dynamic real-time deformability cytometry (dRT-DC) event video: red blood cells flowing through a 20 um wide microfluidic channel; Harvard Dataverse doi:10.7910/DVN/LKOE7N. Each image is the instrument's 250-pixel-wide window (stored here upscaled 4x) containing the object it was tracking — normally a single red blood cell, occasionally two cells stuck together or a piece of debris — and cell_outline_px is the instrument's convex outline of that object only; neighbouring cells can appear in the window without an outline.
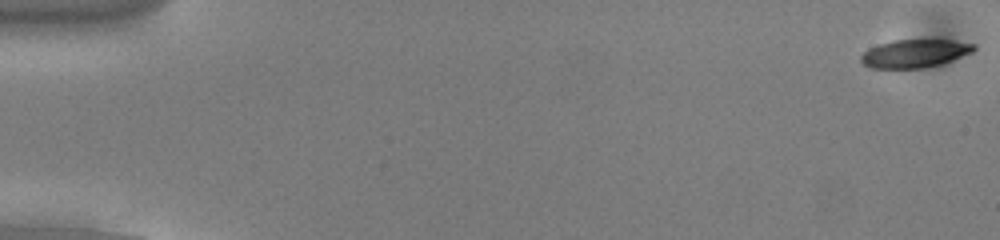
{"species": "common noctule bat (a hibernating species)", "species_latin": "Nyctalus noctula", "temperature_condition": "cold", "stored_images_in_passage": 54, "camera_frame_rate_fps": 3000, "um_per_image_px": 0.085, "animal": {"sex": "male", "body_mass_g": 13.0, "forearm_length_mm": 53.1}, "frame": {"image": 1, "passage_image": 1, "time_ms": 0.0, "image_size_px": [1000, 240], "cell_outline_px": [[976, 48], [972, 52], [952, 60], [940, 64], [924, 68], [872, 68], [864, 64], [860, 60], [860, 56], [868, 48], [892, 40], [952, 40], [976, 44]], "centroid_in_image_um": [77.75, 4.54], "position_along_channel_um": 7.3, "area_um2": 18.44}}
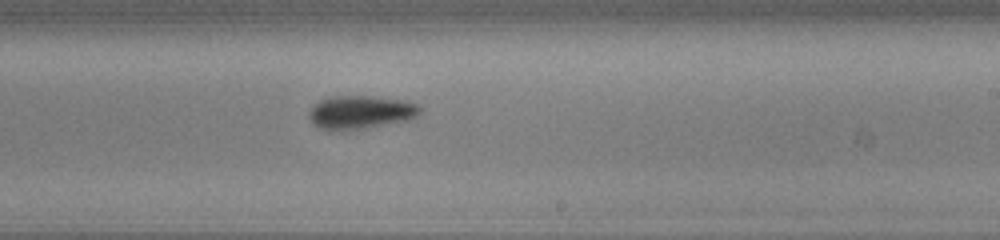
{"frame": {"image": 2, "passage_image": 33, "time_ms": 10.667, "image_size_px": [1000, 240], "cell_outline_px": [[424, 108], [416, 116], [408, 120], [368, 128], [340, 132], [328, 132], [312, 124], [308, 116], [308, 112], [320, 100], [328, 96], [372, 96], [404, 100], [416, 104]], "centroid_in_image_um": [30.61, 9.57], "position_along_channel_um": 258.4, "area_um2": 22.14}}
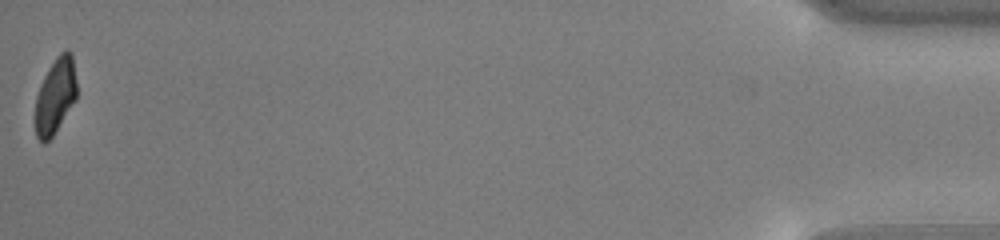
{"frame": {"image": 3, "passage_image": 54, "time_ms": 17.667, "image_size_px": [1000, 240], "cell_outline_px": [[76, 100], [52, 136], [44, 144], [36, 136], [36, 96], [40, 84], [48, 68], [56, 56], [60, 52], [68, 48], [72, 52], [76, 80]], "centroid_in_image_um": [4.72, 8.09], "position_along_channel_um": 430.5, "area_um2": 18.26}, "authors_computed_cell_mechanics": {"area_um2": 20.1722, "velocity_mm_per_s": 3.831, "shape_relaxation_time_tau1_ms": 2.0995, "shape_relaxation_time_tau2_ms": 5.3487, "deformation_change_tau1": 0.1288, "deformation_change_tau2": 0.1208}}